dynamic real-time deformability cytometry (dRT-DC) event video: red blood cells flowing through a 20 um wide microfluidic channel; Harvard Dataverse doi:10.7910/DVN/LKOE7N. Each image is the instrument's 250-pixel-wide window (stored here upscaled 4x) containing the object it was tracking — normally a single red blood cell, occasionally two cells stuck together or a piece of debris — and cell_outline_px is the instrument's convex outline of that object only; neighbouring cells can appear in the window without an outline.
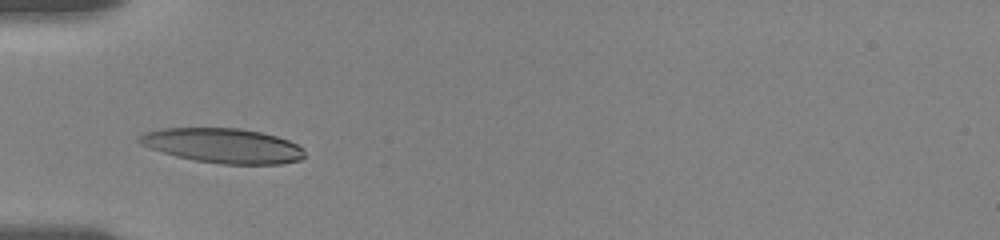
{"species": "human", "species_latin": "Homo sapiens", "temperature_condition": "room temperature", "stored_images_in_passage": 16, "camera_frame_rate_fps": 3000, "um_per_image_px": 0.085, "donor": {"sex": "female"}, "frame": {"image": 1, "passage_image": 1, "time_ms": 0.0, "image_size_px": [1000, 240], "cell_outline_px": [[304, 156], [300, 160], [280, 164], [220, 164], [196, 160], [176, 156], [140, 144], [136, 140], [144, 132], [164, 128], [240, 128], [260, 132], [276, 136], [288, 140], [304, 148]], "centroid_in_image_um": [18.97, 12.38], "position_along_channel_um": 66.0, "area_um2": 33.29}}
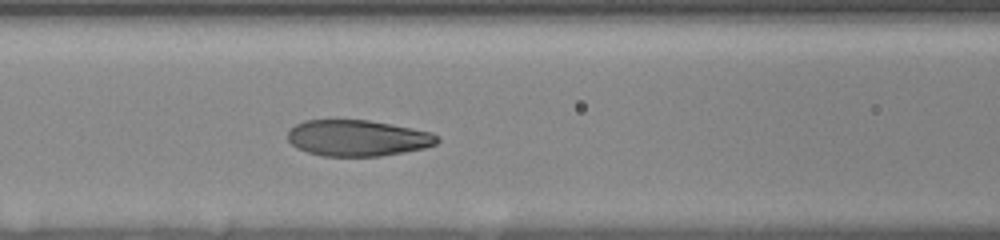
{"frame": {"image": 2, "passage_image": 9, "time_ms": 2.0, "image_size_px": [1000, 240], "cell_outline_px": [[440, 140], [436, 144], [424, 148], [404, 152], [380, 156], [320, 156], [296, 148], [288, 140], [288, 132], [296, 124], [304, 120], [368, 120], [412, 128], [432, 132]], "centroid_in_image_um": [30.39, 11.74], "position_along_channel_um": 136.2, "area_um2": 31.44}}
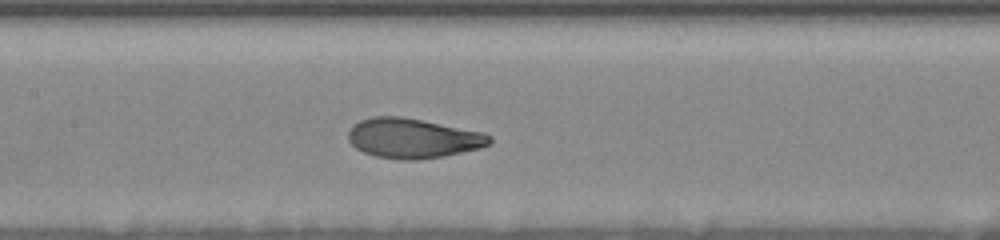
{"frame": {"image": 3, "passage_image": 14, "time_ms": 3.0, "image_size_px": [1000, 240], "cell_outline_px": [[492, 144], [480, 148], [444, 156], [420, 160], [400, 160], [376, 156], [364, 152], [356, 148], [348, 140], [348, 132], [352, 124], [360, 120], [372, 116], [400, 116], [484, 132], [492, 136]], "centroid_in_image_um": [35.1, 11.75], "position_along_channel_um": 172.3, "area_um2": 33.0}}